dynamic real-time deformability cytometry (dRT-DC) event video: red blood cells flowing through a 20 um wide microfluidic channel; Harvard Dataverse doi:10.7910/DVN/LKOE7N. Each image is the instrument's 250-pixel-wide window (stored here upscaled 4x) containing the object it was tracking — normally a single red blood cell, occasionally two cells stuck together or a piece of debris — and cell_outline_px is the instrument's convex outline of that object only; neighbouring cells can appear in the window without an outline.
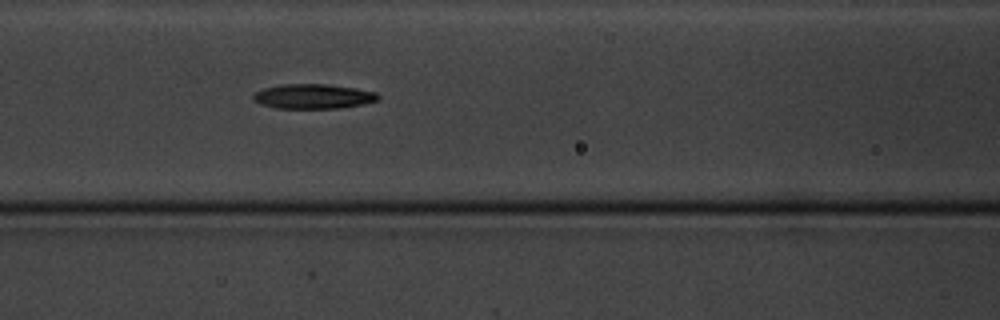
{"species": "common noctule bat (a hibernating species)", "species_latin": "Nyctalus noctula", "temperature_condition": "cold", "stored_images_in_passage": 7, "segment_of_instrument_passage": [1, 2], "camera_frame_rate_fps": 3000, "um_per_image_px": 0.085, "animal": {"sex": "male", "body_mass_g": 20.1, "forearm_length_mm": 53.5}, "frame": {"image": 1, "passage_image": 6, "time_ms": 5.667, "image_size_px": [1000, 320], "cell_outline_px": [[380, 96], [376, 100], [364, 104], [340, 108], [276, 108], [260, 104], [252, 96], [256, 92], [264, 88], [280, 84], [324, 84], [356, 88], [376, 92]], "centroid_in_image_um": [26.63, 8.19], "position_along_channel_um": 140.0, "area_um2": 17.86}}